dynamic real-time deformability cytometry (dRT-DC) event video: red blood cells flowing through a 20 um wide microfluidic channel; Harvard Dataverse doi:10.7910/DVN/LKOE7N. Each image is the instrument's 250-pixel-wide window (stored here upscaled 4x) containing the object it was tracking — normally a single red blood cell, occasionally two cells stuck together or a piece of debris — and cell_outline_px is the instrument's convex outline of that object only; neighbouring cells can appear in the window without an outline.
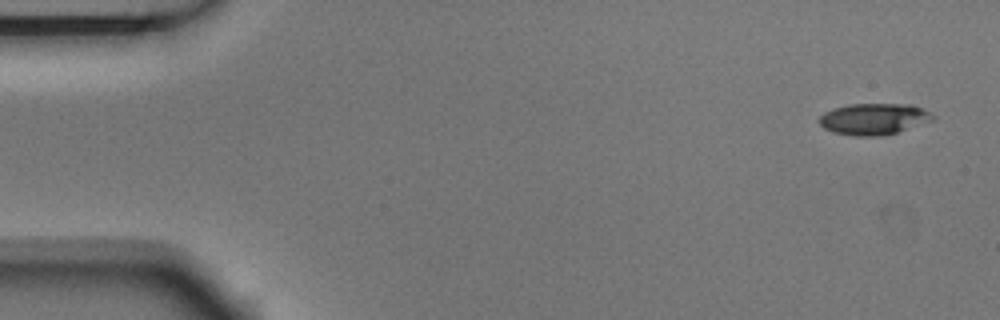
{"species": "Egyptian fruit bat (a non-hibernating species)", "species_latin": "Rousettus aegyptiacus", "temperature_condition": "room temperature", "stored_images_in_passage": 6, "camera_frame_rate_fps": 3000, "um_per_image_px": 0.085, "animal": {"sex": "male"}, "frame": {"image": 1, "passage_image": 1, "time_ms": 0.0, "image_size_px": [1000, 320], "cell_outline_px": [[936, 116], [932, 120], [896, 132], [880, 136], [856, 136], [832, 132], [824, 128], [816, 120], [824, 112], [832, 108], [848, 104], [912, 104], [924, 108]], "centroid_in_image_um": [74.24, 10.1], "position_along_channel_um": 10.8, "area_um2": 20.87}}